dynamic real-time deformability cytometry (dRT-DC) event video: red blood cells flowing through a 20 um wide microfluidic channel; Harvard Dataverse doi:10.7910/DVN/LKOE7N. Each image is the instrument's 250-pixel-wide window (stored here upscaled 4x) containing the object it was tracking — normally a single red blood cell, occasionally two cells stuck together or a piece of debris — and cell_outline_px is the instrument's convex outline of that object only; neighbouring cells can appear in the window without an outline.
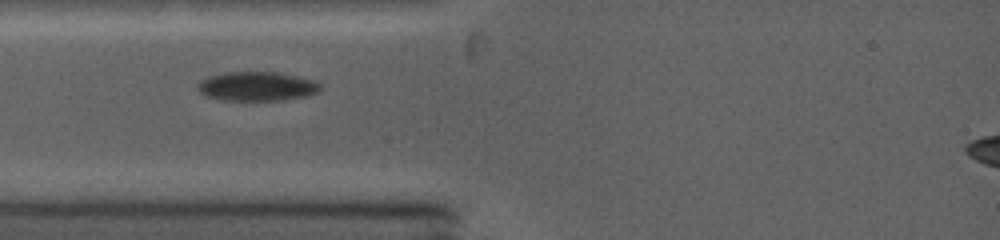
{"species": "common noctule bat (a hibernating species)", "species_latin": "Nyctalus noctula", "temperature_condition": "warm", "stored_images_in_passage": 2, "camera_frame_rate_fps": 5000, "um_per_image_px": 0.085, "animal": {"sex": "female", "body_mass_g": 19.0, "forearm_length_mm": 53.3}, "frame": {"image": 1, "passage_image": 1, "time_ms": 0.0, "image_size_px": [1000, 240], "cell_outline_px": [[320, 92], [308, 96], [284, 100], [220, 100], [204, 96], [196, 88], [196, 84], [200, 80], [208, 76], [224, 72], [276, 72], [296, 76], [312, 80], [320, 84]], "centroid_in_image_um": [21.79, 7.34], "position_along_channel_um": 63.2, "area_um2": 21.1}}